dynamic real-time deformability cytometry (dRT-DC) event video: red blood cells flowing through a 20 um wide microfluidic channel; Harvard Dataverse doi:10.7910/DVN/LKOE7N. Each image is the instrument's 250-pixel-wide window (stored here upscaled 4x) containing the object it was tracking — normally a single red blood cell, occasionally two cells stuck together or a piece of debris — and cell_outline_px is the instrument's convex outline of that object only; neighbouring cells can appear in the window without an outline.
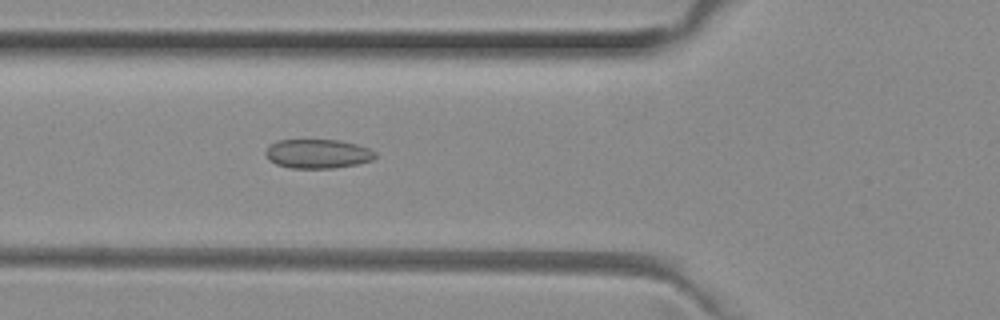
{"species": "common noctule bat (a hibernating species)", "species_latin": "Nyctalus noctula", "temperature_condition": "room temperature", "stored_images_in_passage": 38, "camera_frame_rate_fps": 3000, "um_per_image_px": 0.085, "animal": {"sex": "female", "body_mass_g": 29.2, "forearm_length_mm": 56.3}, "frame": {"image": 1, "passage_image": 5, "time_ms": 1.333, "image_size_px": [1000, 320], "cell_outline_px": [[376, 156], [372, 160], [356, 164], [332, 168], [292, 168], [276, 164], [268, 160], [264, 152], [276, 140], [340, 140], [356, 144], [368, 148], [376, 152]], "centroid_in_image_um": [27.0, 13.07], "position_along_channel_um": 98.8, "area_um2": 18.55}}
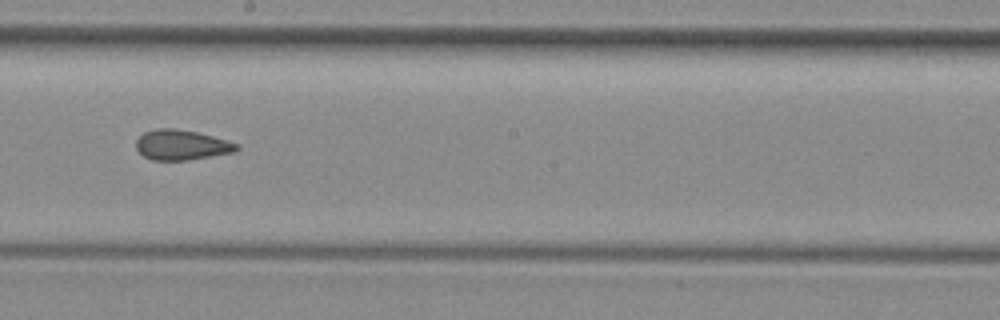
{"frame": {"image": 2, "passage_image": 15, "time_ms": 4.667, "image_size_px": [1000, 320], "cell_outline_px": [[240, 148], [236, 152], [188, 160], [152, 160], [144, 156], [136, 148], [136, 140], [144, 132], [156, 128], [176, 128], [196, 132], [212, 136], [240, 144]], "centroid_in_image_um": [15.45, 12.32], "position_along_channel_um": 232.7, "area_um2": 17.74}}
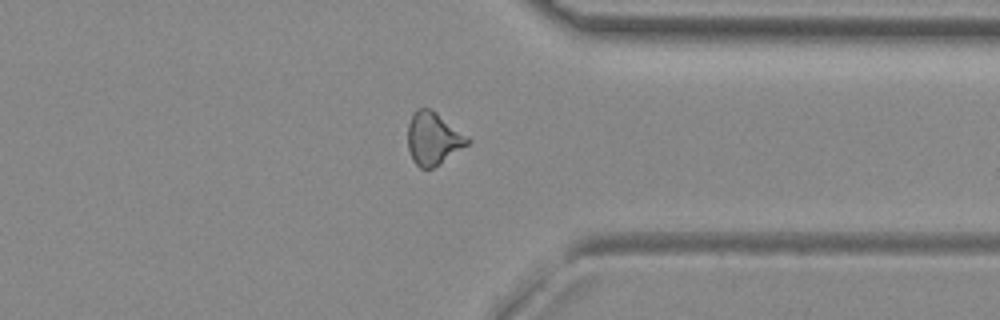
{"frame": {"image": 3, "passage_image": 26, "time_ms": 8.333, "image_size_px": [1000, 320], "cell_outline_px": [[472, 140], [468, 144], [432, 168], [420, 168], [412, 160], [408, 148], [408, 124], [416, 108], [432, 108], [468, 136]], "centroid_in_image_um": [36.82, 11.74], "position_along_channel_um": 374.6, "area_um2": 18.26}, "authors_computed_cell_mechanics": {"area_um2": 18.0625, "velocity_mm_per_s": 4.0065, "shape_relaxation_time_tau1_ms": null, "shape_relaxation_time_tau2_ms": 1.9293, "deformation_change_tau1": null, "deformation_change_tau2": 0.095}}